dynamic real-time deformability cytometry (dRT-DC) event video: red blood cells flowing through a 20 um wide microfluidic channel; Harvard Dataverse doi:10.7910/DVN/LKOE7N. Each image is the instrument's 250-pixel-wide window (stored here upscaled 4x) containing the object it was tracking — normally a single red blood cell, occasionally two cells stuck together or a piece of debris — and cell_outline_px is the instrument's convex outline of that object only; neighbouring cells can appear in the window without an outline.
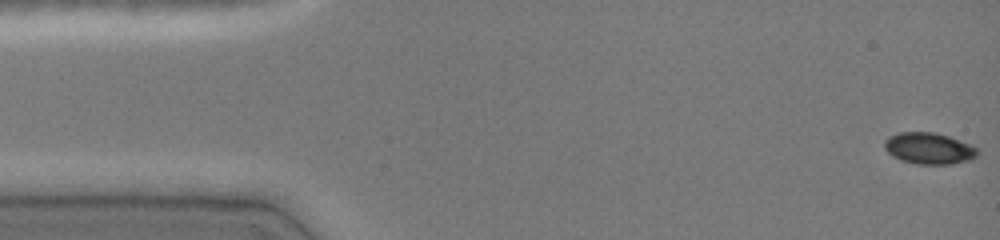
{"species": "common noctule bat (a hibernating species)", "species_latin": "Nyctalus noctula", "temperature_condition": "cold", "stored_images_in_passage": 47, "camera_frame_rate_fps": 3000, "um_per_image_px": 0.085, "animal": {"sex": "female", "body_mass_g": 19.0, "forearm_length_mm": 51.5}, "frame": {"image": 1, "passage_image": 1, "time_ms": 0.0, "image_size_px": [1000, 240], "cell_outline_px": [[980, 152], [976, 156], [968, 160], [952, 164], [916, 164], [900, 160], [892, 156], [884, 148], [884, 140], [888, 136], [900, 132], [936, 132], [972, 144]], "centroid_in_image_um": [78.95, 12.61], "position_along_channel_um": 6.0, "area_um2": 17.22}}
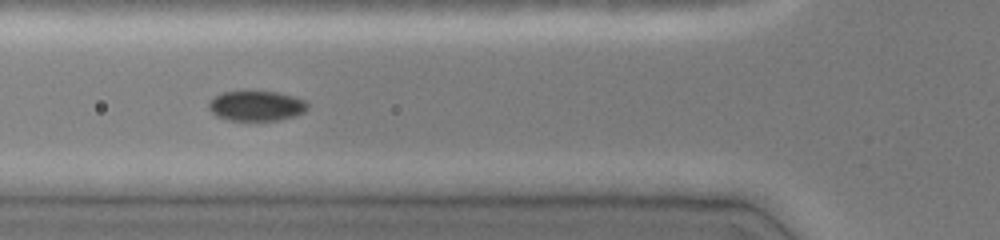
{"frame": {"image": 2, "passage_image": 17, "time_ms": 5.333, "image_size_px": [1000, 240], "cell_outline_px": [[308, 108], [304, 112], [280, 120], [228, 120], [216, 116], [208, 108], [208, 100], [224, 92], [244, 88], [276, 92], [292, 96], [304, 100], [308, 104]], "centroid_in_image_um": [21.74, 8.95], "position_along_channel_um": 104.1, "area_um2": 17.86}}
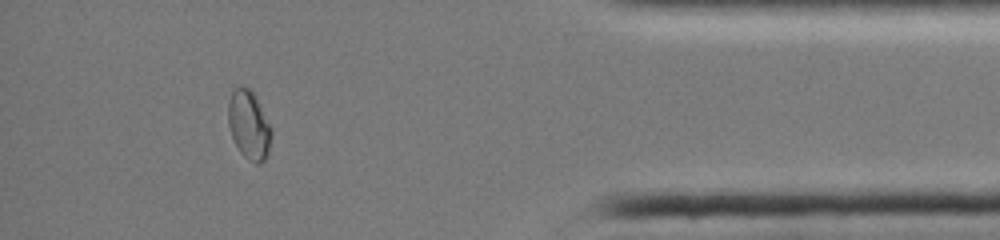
{"frame": {"image": 3, "passage_image": 42, "time_ms": 13.667, "image_size_px": [1000, 240], "cell_outline_px": [[272, 136], [268, 152], [264, 160], [260, 164], [256, 164], [248, 160], [240, 152], [232, 136], [228, 124], [228, 100], [232, 92], [240, 84], [248, 88], [256, 96], [272, 128]], "centroid_in_image_um": [21.17, 10.62], "position_along_channel_um": 414.0, "area_um2": 17.46}, "authors_computed_cell_mechanics": {"area_um2": 17.4556, "velocity_mm_per_s": 4.0894, "shape_relaxation_time_tau1_ms": 4.4872, "shape_relaxation_time_tau2_ms": 2.5081, "deformation_change_tau1": 0.0789, "deformation_change_tau2": 0.0189}}